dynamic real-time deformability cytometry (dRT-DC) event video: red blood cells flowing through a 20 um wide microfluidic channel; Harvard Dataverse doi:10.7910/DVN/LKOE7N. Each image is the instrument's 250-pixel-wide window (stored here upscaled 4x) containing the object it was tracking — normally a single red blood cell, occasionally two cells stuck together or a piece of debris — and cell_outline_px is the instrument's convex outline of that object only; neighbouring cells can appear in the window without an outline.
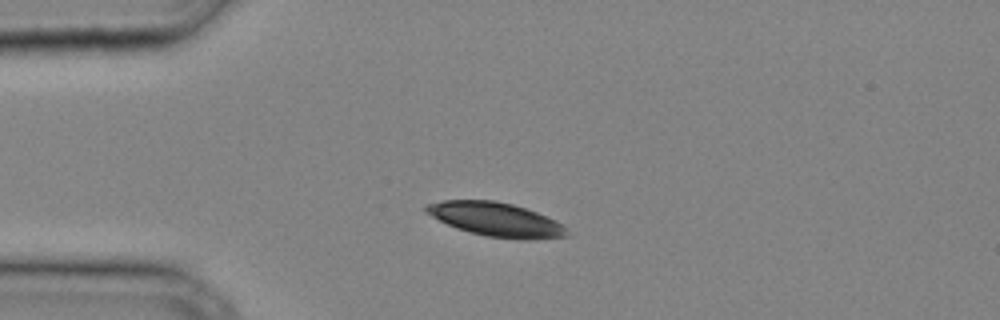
{"species": "common noctule bat (a hibernating species)", "species_latin": "Nyctalus noctula", "temperature_condition": "cold", "stored_images_in_passage": 34, "camera_frame_rate_fps": 3000, "um_per_image_px": 0.085, "animal": {"sex": "male", "body_mass_g": 20.4}, "frame": {"image": 1, "passage_image": 7, "time_ms": 2.0, "image_size_px": [1000, 320], "cell_outline_px": [[568, 236], [528, 240], [524, 240], [488, 236], [456, 228], [424, 212], [424, 204], [444, 200], [496, 200], [512, 204], [536, 212], [556, 220], [564, 228]], "centroid_in_image_um": [42.12, 18.64], "position_along_channel_um": 42.9, "area_um2": 27.51}}
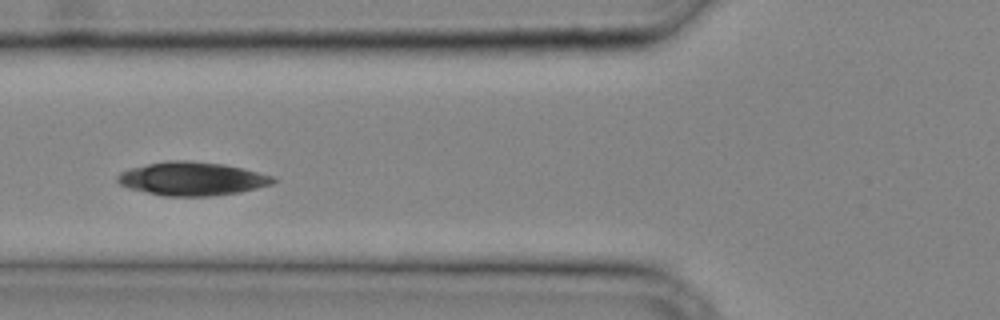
{"frame": {"image": 2, "passage_image": 12, "time_ms": 3.667, "image_size_px": [1000, 320], "cell_outline_px": [[276, 180], [272, 184], [240, 192], [212, 196], [164, 196], [128, 188], [120, 184], [116, 180], [116, 176], [120, 172], [132, 168], [148, 164], [168, 160], [192, 160], [224, 164], [244, 168], [276, 176]], "centroid_in_image_um": [16.35, 15.18], "position_along_channel_um": 109.4, "area_um2": 30.58}}
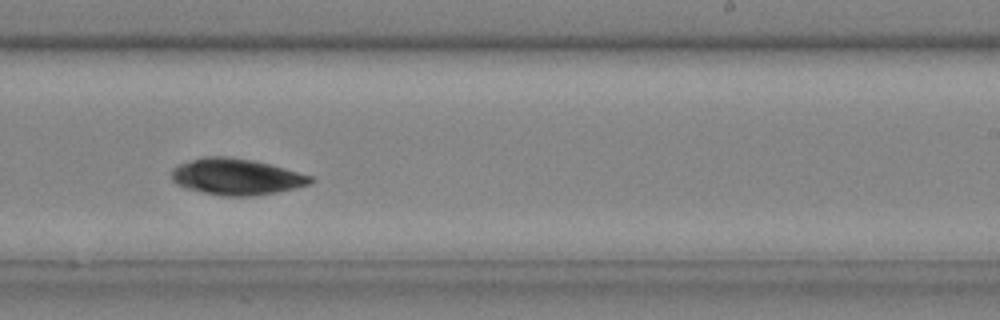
{"frame": {"image": 3, "passage_image": 21, "time_ms": 6.667, "image_size_px": [1000, 320], "cell_outline_px": [[316, 180], [312, 184], [276, 192], [252, 196], [224, 196], [184, 188], [176, 184], [172, 180], [172, 168], [176, 164], [204, 156], [228, 156], [252, 160], [272, 164], [312, 176]], "centroid_in_image_um": [20.09, 15.01], "position_along_channel_um": 268.9, "area_um2": 29.65}}